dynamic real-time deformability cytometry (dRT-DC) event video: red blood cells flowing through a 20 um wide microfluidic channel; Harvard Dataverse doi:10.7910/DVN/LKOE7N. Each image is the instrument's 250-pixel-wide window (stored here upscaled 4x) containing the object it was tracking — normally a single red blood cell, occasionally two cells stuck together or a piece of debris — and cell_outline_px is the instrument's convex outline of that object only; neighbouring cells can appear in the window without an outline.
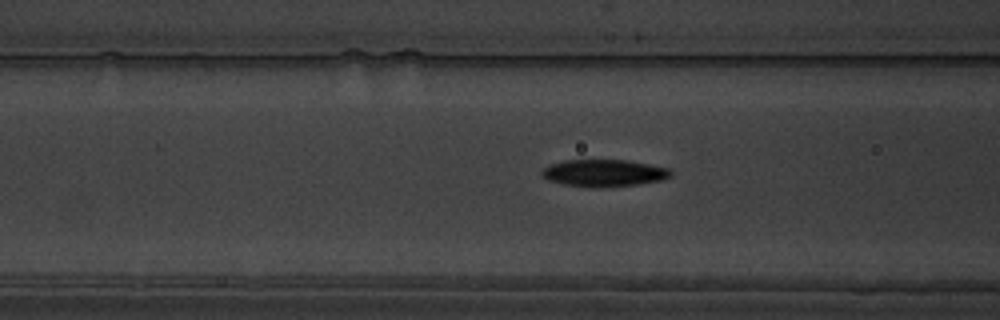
{"species": "common noctule bat (a hibernating species)", "species_latin": "Nyctalus noctula", "temperature_condition": "warm", "stored_images_in_passage": 57, "camera_frame_rate_fps": 3000, "um_per_image_px": 0.085, "animal": {"sex": "male", "body_mass_g": 19.5, "forearm_length_mm": 54.6}, "frame": {"image": 1, "passage_image": 22, "time_ms": 7.0, "image_size_px": [1000, 320], "cell_outline_px": [[672, 176], [664, 180], [640, 184], [564, 184], [548, 180], [540, 176], [540, 172], [548, 164], [564, 160], [624, 160], [648, 164], [668, 168], [672, 172]], "centroid_in_image_um": [51.33, 14.65], "position_along_channel_um": 115.3, "area_um2": 19.42}}
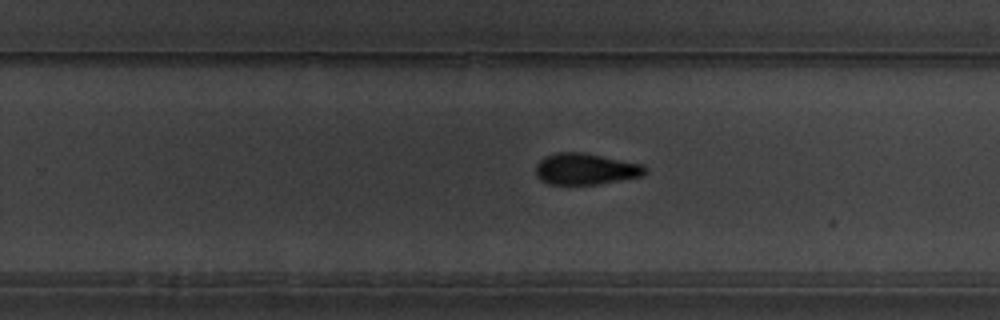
{"frame": {"image": 2, "passage_image": 36, "time_ms": 11.667, "image_size_px": [1000, 320], "cell_outline_px": [[648, 172], [640, 176], [596, 184], [548, 184], [540, 180], [536, 176], [536, 164], [544, 156], [556, 152], [584, 152], [640, 164]], "centroid_in_image_um": [49.7, 14.35], "position_along_channel_um": 280.1, "area_um2": 19.77}}
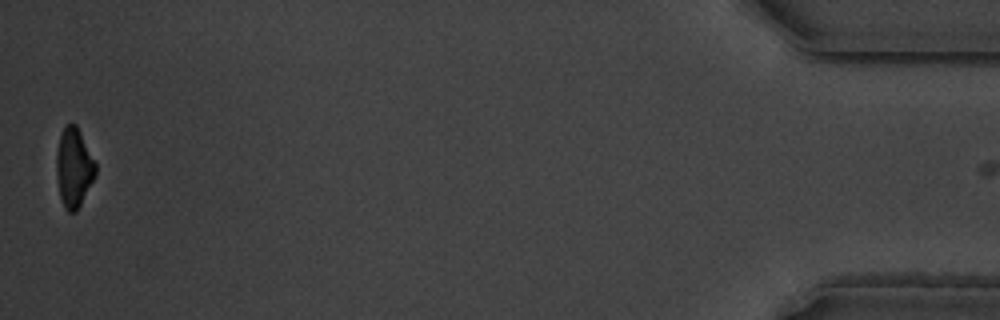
{"frame": {"image": 3, "passage_image": 56, "time_ms": 18.333, "image_size_px": [1000, 320], "cell_outline_px": [[96, 176], [76, 212], [68, 212], [64, 208], [60, 196], [56, 176], [56, 152], [60, 136], [64, 124], [76, 124], [96, 164]], "centroid_in_image_um": [6.26, 14.26], "position_along_channel_um": 428.9, "area_um2": 18.09}}